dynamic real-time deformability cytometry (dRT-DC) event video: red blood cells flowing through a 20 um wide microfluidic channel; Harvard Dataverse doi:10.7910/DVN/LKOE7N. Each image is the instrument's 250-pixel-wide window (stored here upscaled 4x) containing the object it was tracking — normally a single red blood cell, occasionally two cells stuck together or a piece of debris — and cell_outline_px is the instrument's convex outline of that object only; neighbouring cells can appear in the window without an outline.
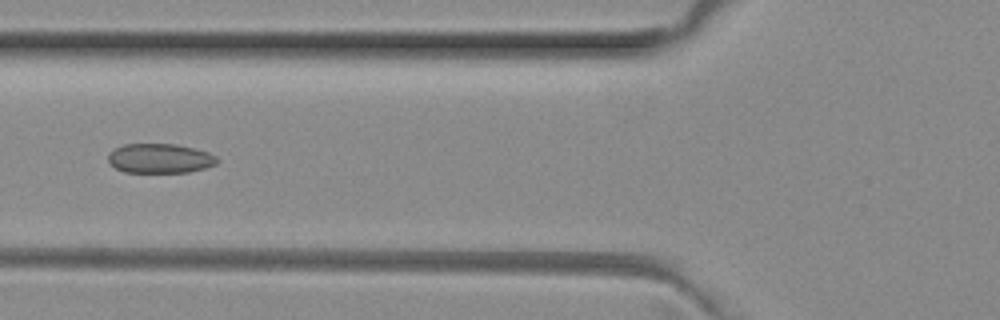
{"species": "common noctule bat (a hibernating species)", "species_latin": "Nyctalus noctula", "temperature_condition": "room temperature", "stored_images_in_passage": 6, "camera_frame_rate_fps": 3000, "um_per_image_px": 0.085, "animal": {"sex": "female", "body_mass_g": 29.2, "forearm_length_mm": 56.3}, "frame": {"image": 1, "passage_image": 6, "time_ms": 1.667, "image_size_px": [1000, 320], "cell_outline_px": [[220, 160], [216, 164], [204, 168], [188, 172], [124, 172], [116, 168], [108, 160], [108, 152], [124, 144], [176, 144], [208, 152], [216, 156]], "centroid_in_image_um": [13.6, 13.46], "position_along_channel_um": 112.2, "area_um2": 18.67}}